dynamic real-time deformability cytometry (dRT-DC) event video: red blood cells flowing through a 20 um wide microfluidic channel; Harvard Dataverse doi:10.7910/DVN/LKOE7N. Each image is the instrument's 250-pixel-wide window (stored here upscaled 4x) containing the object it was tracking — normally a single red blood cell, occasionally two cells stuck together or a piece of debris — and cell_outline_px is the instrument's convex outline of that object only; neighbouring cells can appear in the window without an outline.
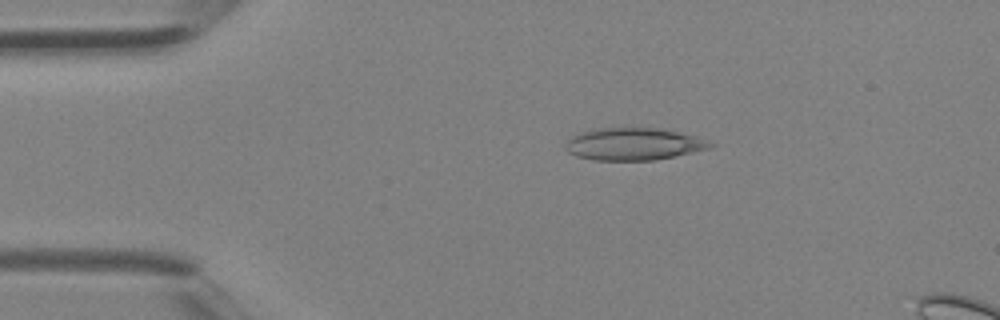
{"species": "Egyptian fruit bat (a non-hibernating species)", "species_latin": "Rousettus aegyptiacus", "temperature_condition": "room temperature", "stored_images_in_passage": 5, "camera_frame_rate_fps": 3000, "um_per_image_px": 0.085, "animal": {"sex": "female"}, "frame": {"image": 1, "passage_image": 1, "time_ms": 0.0, "image_size_px": [1000, 320], "cell_outline_px": [[716, 144], [712, 148], [656, 160], [592, 160], [576, 156], [568, 152], [564, 148], [564, 144], [572, 136], [596, 128], [672, 128], [696, 136]], "centroid_in_image_um": [53.91, 12.24], "position_along_channel_um": 31.1, "area_um2": 27.63}}